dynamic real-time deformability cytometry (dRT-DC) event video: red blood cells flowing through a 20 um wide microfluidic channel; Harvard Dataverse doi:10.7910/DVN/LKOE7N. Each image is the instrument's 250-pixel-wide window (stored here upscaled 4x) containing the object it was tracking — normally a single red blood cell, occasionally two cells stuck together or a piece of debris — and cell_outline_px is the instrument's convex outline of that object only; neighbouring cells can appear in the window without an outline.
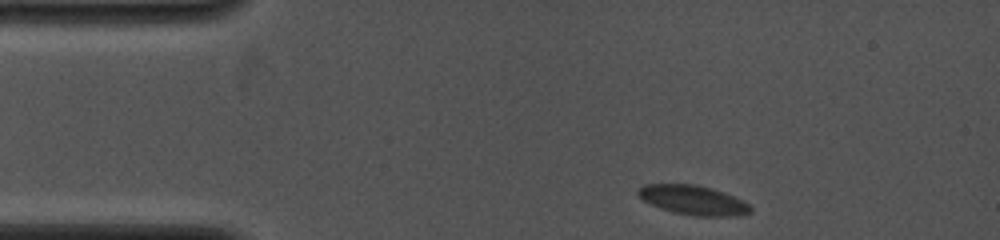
{"species": "common noctule bat (a hibernating species)", "species_latin": "Nyctalus noctula", "temperature_condition": "cold", "stored_images_in_passage": 62, "camera_frame_rate_fps": 4000, "um_per_image_px": 0.085, "animal": {"sex": "female", "body_mass_g": 19.0, "forearm_length_mm": 53.3}, "frame": {"image": 1, "passage_image": 1, "time_ms": 0.0, "image_size_px": [1000, 240], "cell_outline_px": [[752, 212], [740, 216], [692, 216], [660, 208], [644, 200], [636, 192], [644, 184], [696, 184], [712, 188], [724, 192], [744, 200], [752, 208]], "centroid_in_image_um": [58.98, 17.01], "position_along_channel_um": 26.0, "area_um2": 19.31}}
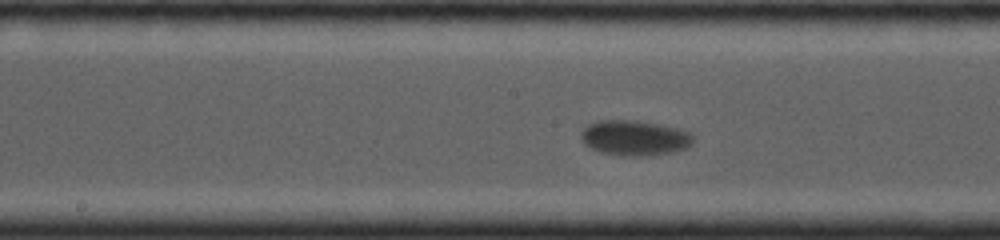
{"frame": {"image": 2, "passage_image": 27, "time_ms": 5.75, "image_size_px": [1000, 240], "cell_outline_px": [[692, 144], [684, 148], [672, 152], [640, 156], [620, 156], [600, 152], [584, 144], [580, 140], [580, 132], [588, 124], [596, 120], [636, 120], [676, 128], [688, 132], [692, 136]], "centroid_in_image_um": [53.86, 11.72], "position_along_channel_um": 194.3, "area_um2": 22.95}}
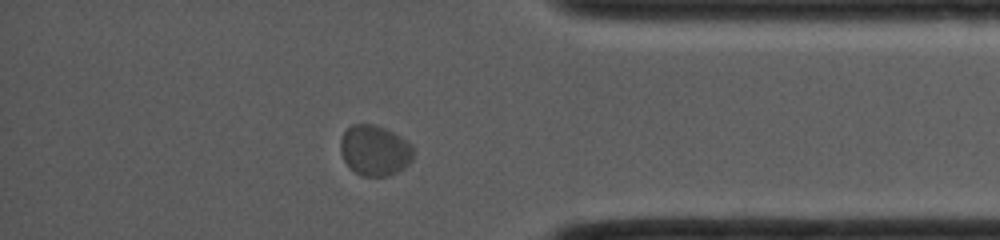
{"frame": {"image": 3, "passage_image": 51, "time_ms": 11.25, "image_size_px": [1000, 240], "cell_outline_px": [[416, 152], [412, 160], [404, 168], [388, 176], [360, 176], [344, 160], [340, 152], [340, 140], [344, 132], [352, 124], [376, 124], [408, 140], [416, 148]], "centroid_in_image_um": [31.9, 12.78], "position_along_channel_um": 403.3, "area_um2": 21.73}}